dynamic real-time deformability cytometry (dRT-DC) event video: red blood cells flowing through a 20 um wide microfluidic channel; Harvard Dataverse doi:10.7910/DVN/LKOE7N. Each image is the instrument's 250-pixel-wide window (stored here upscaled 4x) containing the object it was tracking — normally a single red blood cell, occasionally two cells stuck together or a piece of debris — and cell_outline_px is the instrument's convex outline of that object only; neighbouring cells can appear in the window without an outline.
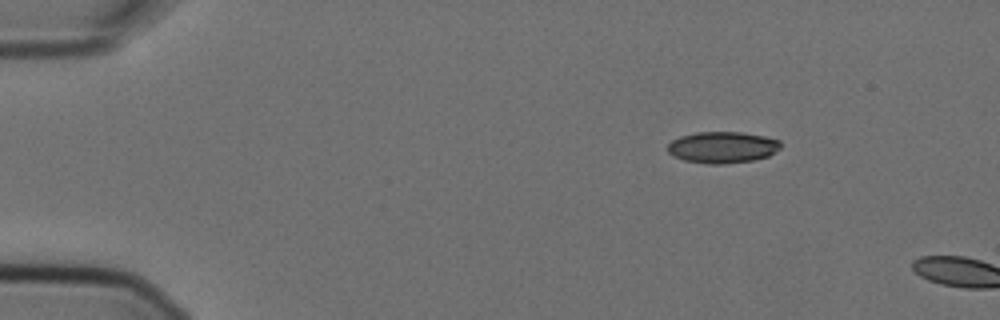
{"species": "Egyptian fruit bat (a non-hibernating species)", "species_latin": "Rousettus aegyptiacus", "temperature_condition": "cold", "stored_images_in_passage": 2, "camera_frame_rate_fps": 3000, "um_per_image_px": 0.085, "animal": {"sex": "female"}, "frame": {"image": 1, "passage_image": 1, "time_ms": 0.0, "image_size_px": [1000, 320], "cell_outline_px": [[780, 148], [768, 156], [752, 160], [724, 164], [708, 164], [684, 160], [672, 156], [668, 152], [668, 144], [672, 140], [680, 136], [696, 132], [740, 132], [764, 136], [780, 140]], "centroid_in_image_um": [61.38, 12.52], "position_along_channel_um": 23.6, "area_um2": 20.69}}